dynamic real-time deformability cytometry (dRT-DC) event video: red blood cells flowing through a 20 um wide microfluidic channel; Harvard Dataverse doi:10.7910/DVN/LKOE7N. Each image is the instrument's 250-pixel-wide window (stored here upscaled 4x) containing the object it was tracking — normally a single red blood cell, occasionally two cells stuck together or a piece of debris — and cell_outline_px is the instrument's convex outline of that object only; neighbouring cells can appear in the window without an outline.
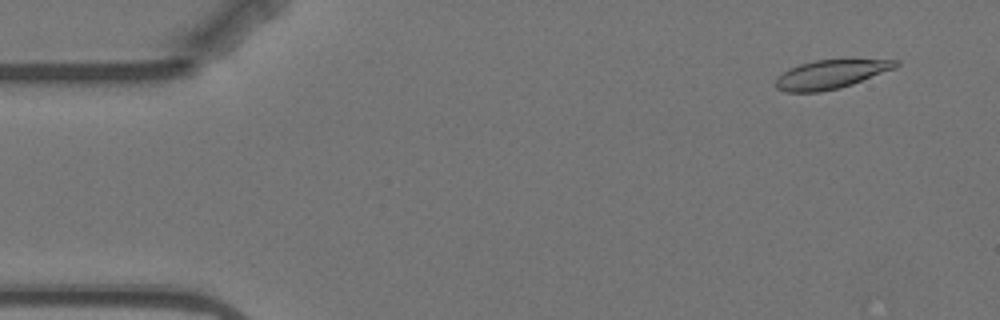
{"species": "Egyptian fruit bat (a non-hibernating species)", "species_latin": "Rousettus aegyptiacus", "temperature_condition": "warm", "stored_images_in_passage": 46, "camera_frame_rate_fps": 3000, "um_per_image_px": 0.085, "animal": {"sex": "female"}, "frame": {"image": 1, "passage_image": 4, "time_ms": 1.0, "image_size_px": [1000, 320], "cell_outline_px": [[900, 64], [896, 68], [852, 84], [840, 88], [820, 92], [784, 92], [776, 88], [776, 76], [788, 68], [800, 64], [816, 60], [900, 60]], "centroid_in_image_um": [70.58, 6.33], "position_along_channel_um": 14.4, "area_um2": 20.11}}
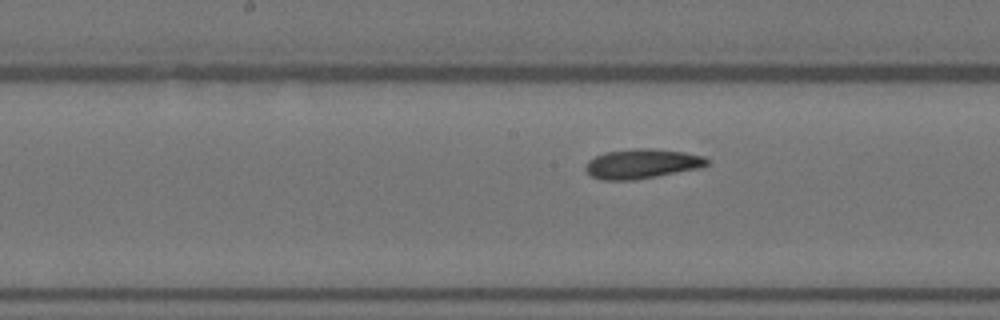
{"frame": {"image": 2, "passage_image": 28, "time_ms": 9.0, "image_size_px": [1000, 320], "cell_outline_px": [[712, 160], [708, 164], [700, 168], [656, 176], [632, 180], [600, 180], [592, 176], [584, 168], [588, 160], [604, 152], [632, 148], [652, 148], [684, 152], [704, 156]], "centroid_in_image_um": [54.58, 13.91], "position_along_channel_um": 193.6, "area_um2": 21.1}}
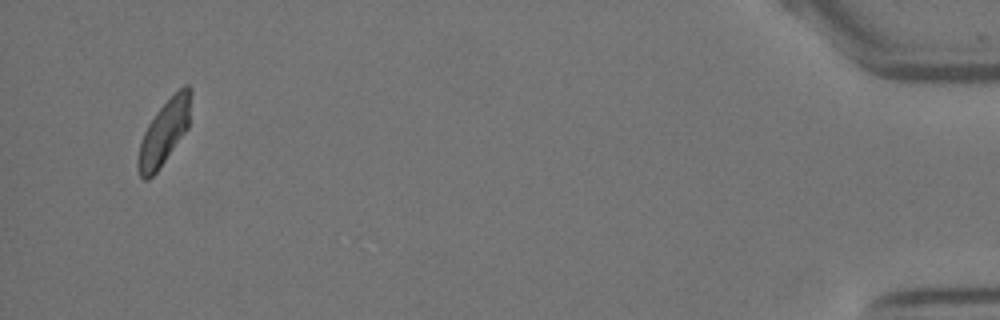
{"frame": {"image": 3, "passage_image": 46, "time_ms": 1684.667, "image_size_px": [1000, 320], "cell_outline_px": [[192, 92], [188, 128], [156, 172], [148, 180], [144, 180], [140, 176], [136, 168], [136, 160], [140, 144], [144, 132], [148, 124], [156, 112], [184, 84], [188, 84], [192, 88]], "centroid_in_image_um": [13.95, 11.25], "position_along_channel_um": 421.3, "area_um2": 19.71}, "authors_computed_cell_mechanics": {"area_um2": 21.0103, "velocity_mm_per_s": 3.4851, "shape_relaxation_time_tau1_ms": 3.537, "shape_relaxation_time_tau2_ms": 2.9665, "deformation_change_tau1": 0.1369, "deformation_change_tau2": 0.093}}